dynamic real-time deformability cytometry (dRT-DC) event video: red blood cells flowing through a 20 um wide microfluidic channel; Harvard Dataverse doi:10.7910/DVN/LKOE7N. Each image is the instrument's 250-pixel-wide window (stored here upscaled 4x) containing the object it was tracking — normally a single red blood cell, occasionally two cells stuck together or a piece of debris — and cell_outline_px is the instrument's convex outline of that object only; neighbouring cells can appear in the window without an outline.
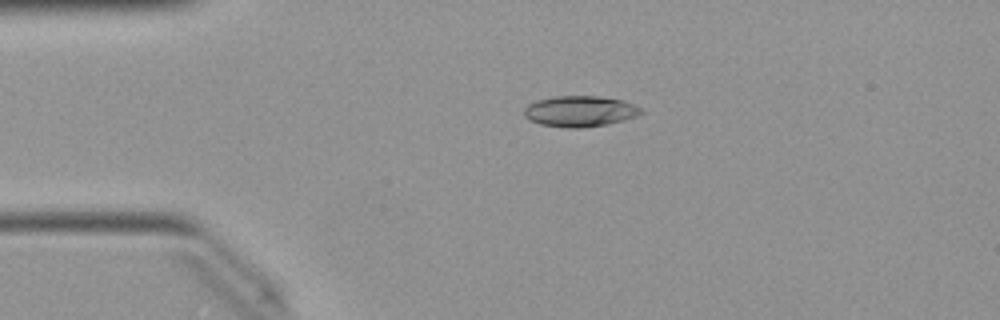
{"species": "Egyptian fruit bat (a non-hibernating species)", "species_latin": "Rousettus aegyptiacus", "temperature_condition": "warm", "stored_images_in_passage": 41, "camera_frame_rate_fps": 3000, "um_per_image_px": 0.085, "animal": {"sex": "female"}, "frame": {"image": 1, "passage_image": 2, "time_ms": 0.333, "image_size_px": [1000, 320], "cell_outline_px": [[644, 112], [636, 116], [624, 120], [608, 124], [580, 128], [568, 128], [540, 124], [528, 120], [524, 116], [524, 108], [528, 104], [536, 100], [556, 96], [596, 96], [624, 100], [640, 108]], "centroid_in_image_um": [49.27, 9.46], "position_along_channel_um": 35.7, "area_um2": 21.1}}
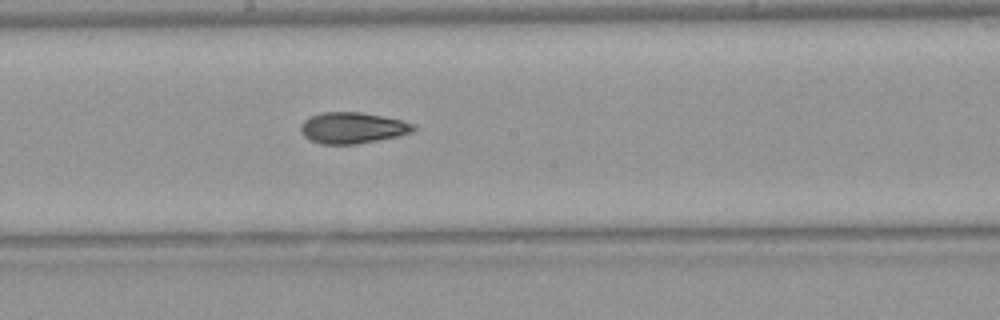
{"frame": {"image": 2, "passage_image": 18, "time_ms": 5.667, "image_size_px": [1000, 320], "cell_outline_px": [[416, 128], [412, 132], [400, 136], [356, 144], [320, 144], [308, 140], [300, 132], [300, 124], [304, 120], [312, 116], [324, 112], [360, 112], [400, 120], [416, 124]], "centroid_in_image_um": [29.95, 10.88], "position_along_channel_um": 218.3, "area_um2": 20.52}}
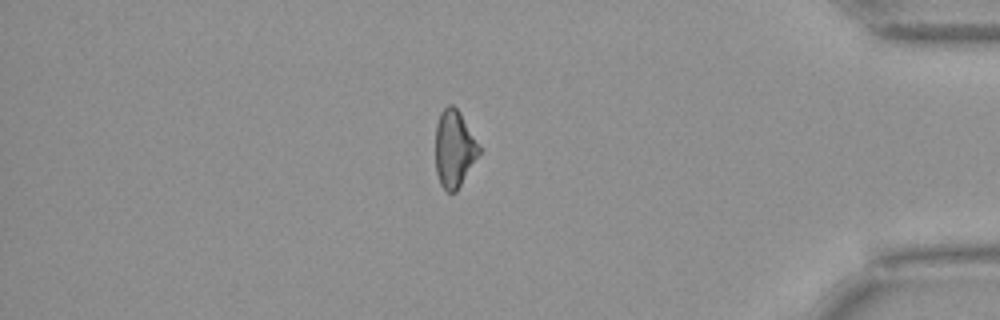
{"frame": {"image": 3, "passage_image": 34, "time_ms": 11.0, "image_size_px": [1000, 320], "cell_outline_px": [[480, 152], [456, 192], [448, 192], [440, 184], [436, 172], [436, 124], [440, 112], [448, 104], [452, 104], [460, 112], [480, 148]], "centroid_in_image_um": [38.58, 12.63], "position_along_channel_um": 396.6, "area_um2": 19.25}, "authors_computed_cell_mechanics": {"area_um2": 20.519, "velocity_mm_per_s": 4.0414, "shape_relaxation_time_tau1_ms": 6.8302, "shape_relaxation_time_tau2_ms": 5.453, "deformation_change_tau1": 0.1825, "deformation_change_tau2": 0.1242}}